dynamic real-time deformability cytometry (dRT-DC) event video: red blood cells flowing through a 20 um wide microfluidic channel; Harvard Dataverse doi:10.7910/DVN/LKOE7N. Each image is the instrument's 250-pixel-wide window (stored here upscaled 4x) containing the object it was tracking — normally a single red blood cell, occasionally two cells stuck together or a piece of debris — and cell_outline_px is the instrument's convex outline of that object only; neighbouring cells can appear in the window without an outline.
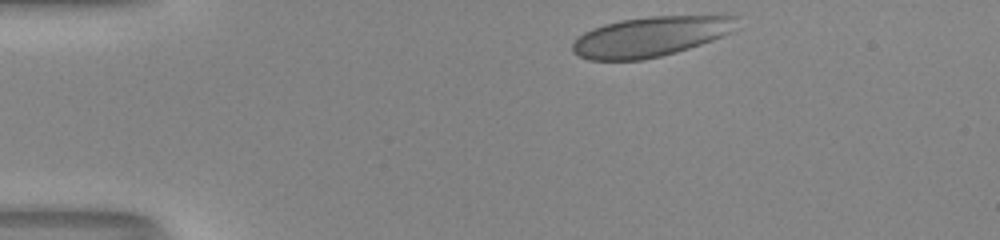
{"species": "human", "species_latin": "Homo sapiens", "temperature_condition": "room temperature", "stored_images_in_passage": 34, "camera_frame_rate_fps": 3000, "um_per_image_px": 0.085, "donor": {"sex": "male"}, "frame": {"image": 1, "passage_image": 1, "time_ms": 0.0, "image_size_px": [1000, 240], "cell_outline_px": [[740, 16], [728, 32], [712, 40], [676, 52], [644, 60], [588, 60], [572, 52], [572, 44], [584, 32], [592, 28], [604, 24], [620, 20], [648, 16], [716, 12], [740, 12]], "centroid_in_image_um": [55.42, 3.04], "position_along_channel_um": 29.6, "area_um2": 39.48}}
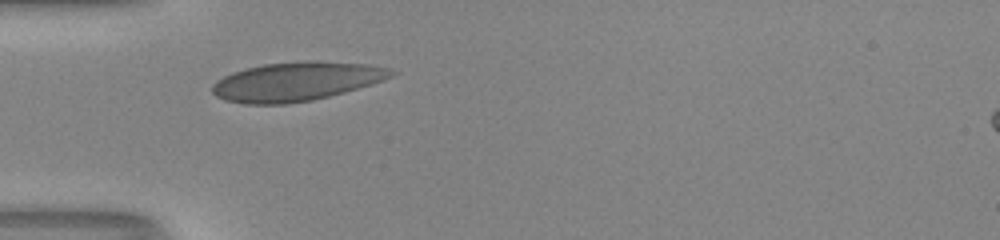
{"frame": {"image": 2, "passage_image": 8, "time_ms": 2.333, "image_size_px": [1000, 240], "cell_outline_px": [[400, 72], [384, 80], [372, 84], [344, 92], [312, 100], [284, 104], [244, 104], [224, 100], [216, 96], [212, 92], [212, 84], [216, 80], [232, 72], [244, 68], [264, 64], [304, 60], [316, 60], [368, 64], [388, 68]], "centroid_in_image_um": [25.19, 6.91], "position_along_channel_um": 59.8, "area_um2": 40.92}}
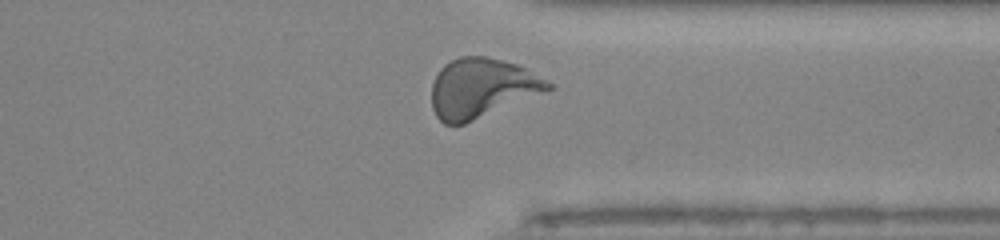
{"frame": {"image": 3, "passage_image": 31, "time_ms": 10.0, "image_size_px": [1000, 240], "cell_outline_px": [[552, 88], [464, 124], [444, 124], [436, 116], [432, 108], [432, 84], [440, 68], [444, 64], [460, 56], [484, 56], [516, 64], [548, 80], [552, 84]], "centroid_in_image_um": [40.89, 7.48], "position_along_channel_um": 370.5, "area_um2": 39.65}, "authors_computed_cell_mechanics": {"area_um2": 38.3214, "velocity_mm_per_s": 4.133, "shape_relaxation_time_tau1_ms": 6.6478, "shape_relaxation_time_tau2_ms": null, "deformation_change_tau1": 0.192, "deformation_change_tau2": null}}